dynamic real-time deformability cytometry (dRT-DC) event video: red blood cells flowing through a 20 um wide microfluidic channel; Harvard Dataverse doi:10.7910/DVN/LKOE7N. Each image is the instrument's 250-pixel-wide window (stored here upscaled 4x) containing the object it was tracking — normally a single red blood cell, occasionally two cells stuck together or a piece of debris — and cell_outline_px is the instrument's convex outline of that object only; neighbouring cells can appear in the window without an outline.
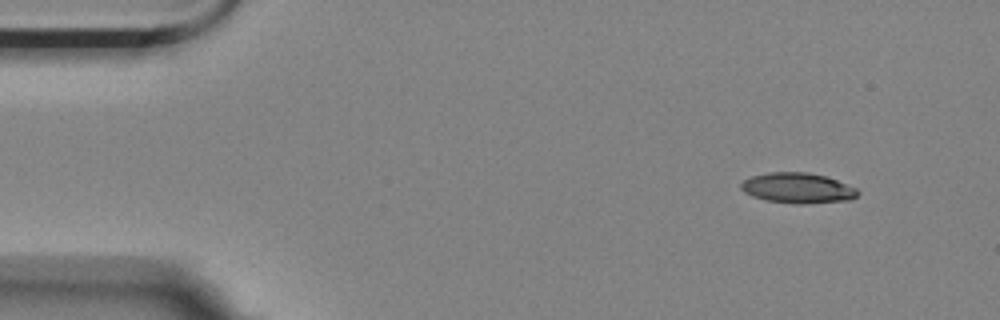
{"species": "Egyptian fruit bat (a non-hibernating species)", "species_latin": "Rousettus aegyptiacus", "temperature_condition": "room temperature", "stored_images_in_passage": 4, "camera_frame_rate_fps": 3000, "um_per_image_px": 0.085, "animal": {"sex": "female"}, "frame": {"image": 1, "passage_image": 1, "time_ms": 0.0, "image_size_px": [1000, 320], "cell_outline_px": [[860, 192], [852, 200], [804, 204], [796, 204], [768, 200], [752, 196], [744, 192], [740, 188], [740, 184], [744, 180], [752, 176], [772, 172], [808, 172], [828, 176], [856, 188]], "centroid_in_image_um": [67.84, 15.98], "position_along_channel_um": 17.2, "area_um2": 20.75}}